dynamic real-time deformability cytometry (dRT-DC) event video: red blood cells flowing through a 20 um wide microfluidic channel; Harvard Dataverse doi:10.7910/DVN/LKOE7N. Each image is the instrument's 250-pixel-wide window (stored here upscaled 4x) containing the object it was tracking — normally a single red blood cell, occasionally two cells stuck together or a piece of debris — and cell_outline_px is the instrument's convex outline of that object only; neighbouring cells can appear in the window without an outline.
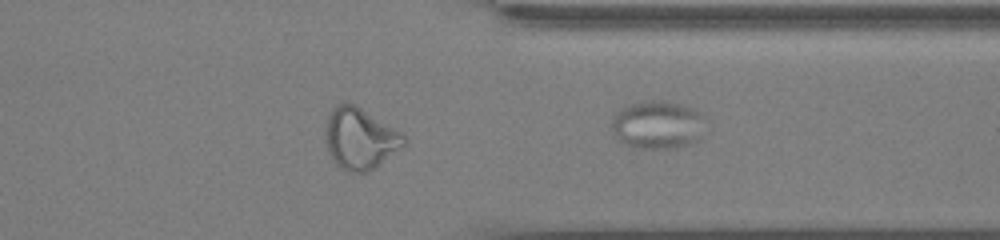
{"species": "common noctule bat (a hibernating species)", "species_latin": "Nyctalus noctula", "temperature_condition": "cold", "stored_images_in_passage": 35, "camera_frame_rate_fps": 3000, "um_per_image_px": 0.085, "animal": {"sex": "male", "body_mass_g": 13.0, "forearm_length_mm": 53.1}, "frame": {"image": 1, "passage_image": 35, "time_ms": 11.333, "image_size_px": [1000, 240], "cell_outline_px": [[704, 116], [700, 136], [696, 140], [688, 144], [676, 148], [636, 148], [624, 144], [616, 136], [612, 128], [612, 120], [616, 112], [620, 108], [632, 104], [652, 100], [680, 104], [696, 108]], "centroid_in_image_um": [55.88, 10.61], "position_along_channel_um": 355.5, "area_um2": 26.01}}